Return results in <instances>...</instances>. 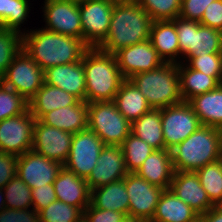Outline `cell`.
Instances as JSON below:
<instances>
[{
  "instance_id": "obj_15",
  "label": "cell",
  "mask_w": 222,
  "mask_h": 222,
  "mask_svg": "<svg viewBox=\"0 0 222 222\" xmlns=\"http://www.w3.org/2000/svg\"><path fill=\"white\" fill-rule=\"evenodd\" d=\"M114 55L125 79H130L141 72L151 71L166 62L159 56L150 40L122 48Z\"/></svg>"
},
{
  "instance_id": "obj_23",
  "label": "cell",
  "mask_w": 222,
  "mask_h": 222,
  "mask_svg": "<svg viewBox=\"0 0 222 222\" xmlns=\"http://www.w3.org/2000/svg\"><path fill=\"white\" fill-rule=\"evenodd\" d=\"M40 122L75 134L88 128L87 102L79 101L76 105H68L44 114Z\"/></svg>"
},
{
  "instance_id": "obj_45",
  "label": "cell",
  "mask_w": 222,
  "mask_h": 222,
  "mask_svg": "<svg viewBox=\"0 0 222 222\" xmlns=\"http://www.w3.org/2000/svg\"><path fill=\"white\" fill-rule=\"evenodd\" d=\"M125 215L112 210H101L91 204L84 210V218L87 222H120Z\"/></svg>"
},
{
  "instance_id": "obj_30",
  "label": "cell",
  "mask_w": 222,
  "mask_h": 222,
  "mask_svg": "<svg viewBox=\"0 0 222 222\" xmlns=\"http://www.w3.org/2000/svg\"><path fill=\"white\" fill-rule=\"evenodd\" d=\"M131 133L144 140L155 150L165 149L161 124V108L151 109L131 123Z\"/></svg>"
},
{
  "instance_id": "obj_19",
  "label": "cell",
  "mask_w": 222,
  "mask_h": 222,
  "mask_svg": "<svg viewBox=\"0 0 222 222\" xmlns=\"http://www.w3.org/2000/svg\"><path fill=\"white\" fill-rule=\"evenodd\" d=\"M169 190L189 205L199 216L215 206L209 200L196 172L175 171Z\"/></svg>"
},
{
  "instance_id": "obj_50",
  "label": "cell",
  "mask_w": 222,
  "mask_h": 222,
  "mask_svg": "<svg viewBox=\"0 0 222 222\" xmlns=\"http://www.w3.org/2000/svg\"><path fill=\"white\" fill-rule=\"evenodd\" d=\"M2 189H3V188H0V193H1V194H2V192H1ZM1 200H2V199H1ZM1 200H0V202H2L3 204L1 203L2 207H1V205H0V210L5 208V206H4V205H5V203H4L5 200H3V201H1Z\"/></svg>"
},
{
  "instance_id": "obj_7",
  "label": "cell",
  "mask_w": 222,
  "mask_h": 222,
  "mask_svg": "<svg viewBox=\"0 0 222 222\" xmlns=\"http://www.w3.org/2000/svg\"><path fill=\"white\" fill-rule=\"evenodd\" d=\"M178 35L180 53L188 57L221 54V31L202 25L196 20L173 19Z\"/></svg>"
},
{
  "instance_id": "obj_35",
  "label": "cell",
  "mask_w": 222,
  "mask_h": 222,
  "mask_svg": "<svg viewBox=\"0 0 222 222\" xmlns=\"http://www.w3.org/2000/svg\"><path fill=\"white\" fill-rule=\"evenodd\" d=\"M27 0H0V27L19 31V25L26 19Z\"/></svg>"
},
{
  "instance_id": "obj_8",
  "label": "cell",
  "mask_w": 222,
  "mask_h": 222,
  "mask_svg": "<svg viewBox=\"0 0 222 222\" xmlns=\"http://www.w3.org/2000/svg\"><path fill=\"white\" fill-rule=\"evenodd\" d=\"M0 82L29 101L44 84V71L22 48Z\"/></svg>"
},
{
  "instance_id": "obj_11",
  "label": "cell",
  "mask_w": 222,
  "mask_h": 222,
  "mask_svg": "<svg viewBox=\"0 0 222 222\" xmlns=\"http://www.w3.org/2000/svg\"><path fill=\"white\" fill-rule=\"evenodd\" d=\"M115 0H90L80 3L83 41L97 48L107 37Z\"/></svg>"
},
{
  "instance_id": "obj_29",
  "label": "cell",
  "mask_w": 222,
  "mask_h": 222,
  "mask_svg": "<svg viewBox=\"0 0 222 222\" xmlns=\"http://www.w3.org/2000/svg\"><path fill=\"white\" fill-rule=\"evenodd\" d=\"M150 41L163 61H165L164 56L169 55L170 60L167 59L166 62H175L174 57L180 53V46L173 20L153 21L150 28Z\"/></svg>"
},
{
  "instance_id": "obj_26",
  "label": "cell",
  "mask_w": 222,
  "mask_h": 222,
  "mask_svg": "<svg viewBox=\"0 0 222 222\" xmlns=\"http://www.w3.org/2000/svg\"><path fill=\"white\" fill-rule=\"evenodd\" d=\"M188 103L201 125L222 130V84L214 90L194 96Z\"/></svg>"
},
{
  "instance_id": "obj_28",
  "label": "cell",
  "mask_w": 222,
  "mask_h": 222,
  "mask_svg": "<svg viewBox=\"0 0 222 222\" xmlns=\"http://www.w3.org/2000/svg\"><path fill=\"white\" fill-rule=\"evenodd\" d=\"M90 204L101 210L121 212L127 216L129 198L126 192L125 181L122 179L91 190Z\"/></svg>"
},
{
  "instance_id": "obj_37",
  "label": "cell",
  "mask_w": 222,
  "mask_h": 222,
  "mask_svg": "<svg viewBox=\"0 0 222 222\" xmlns=\"http://www.w3.org/2000/svg\"><path fill=\"white\" fill-rule=\"evenodd\" d=\"M182 0H136L152 21L173 20L179 17Z\"/></svg>"
},
{
  "instance_id": "obj_41",
  "label": "cell",
  "mask_w": 222,
  "mask_h": 222,
  "mask_svg": "<svg viewBox=\"0 0 222 222\" xmlns=\"http://www.w3.org/2000/svg\"><path fill=\"white\" fill-rule=\"evenodd\" d=\"M216 0H182L179 17L186 20L200 21L205 9Z\"/></svg>"
},
{
  "instance_id": "obj_47",
  "label": "cell",
  "mask_w": 222,
  "mask_h": 222,
  "mask_svg": "<svg viewBox=\"0 0 222 222\" xmlns=\"http://www.w3.org/2000/svg\"><path fill=\"white\" fill-rule=\"evenodd\" d=\"M200 222H222V205L214 206L205 214L199 216Z\"/></svg>"
},
{
  "instance_id": "obj_33",
  "label": "cell",
  "mask_w": 222,
  "mask_h": 222,
  "mask_svg": "<svg viewBox=\"0 0 222 222\" xmlns=\"http://www.w3.org/2000/svg\"><path fill=\"white\" fill-rule=\"evenodd\" d=\"M125 166L129 173H135L145 159L155 150L144 140L130 133L121 145Z\"/></svg>"
},
{
  "instance_id": "obj_17",
  "label": "cell",
  "mask_w": 222,
  "mask_h": 222,
  "mask_svg": "<svg viewBox=\"0 0 222 222\" xmlns=\"http://www.w3.org/2000/svg\"><path fill=\"white\" fill-rule=\"evenodd\" d=\"M46 29L62 35L83 39L79 5L68 0H46Z\"/></svg>"
},
{
  "instance_id": "obj_46",
  "label": "cell",
  "mask_w": 222,
  "mask_h": 222,
  "mask_svg": "<svg viewBox=\"0 0 222 222\" xmlns=\"http://www.w3.org/2000/svg\"><path fill=\"white\" fill-rule=\"evenodd\" d=\"M199 23L222 32V0L211 2Z\"/></svg>"
},
{
  "instance_id": "obj_36",
  "label": "cell",
  "mask_w": 222,
  "mask_h": 222,
  "mask_svg": "<svg viewBox=\"0 0 222 222\" xmlns=\"http://www.w3.org/2000/svg\"><path fill=\"white\" fill-rule=\"evenodd\" d=\"M22 49V37L18 31L0 27V80L14 57Z\"/></svg>"
},
{
  "instance_id": "obj_32",
  "label": "cell",
  "mask_w": 222,
  "mask_h": 222,
  "mask_svg": "<svg viewBox=\"0 0 222 222\" xmlns=\"http://www.w3.org/2000/svg\"><path fill=\"white\" fill-rule=\"evenodd\" d=\"M196 173L209 200L215 206L222 205V158L198 169Z\"/></svg>"
},
{
  "instance_id": "obj_34",
  "label": "cell",
  "mask_w": 222,
  "mask_h": 222,
  "mask_svg": "<svg viewBox=\"0 0 222 222\" xmlns=\"http://www.w3.org/2000/svg\"><path fill=\"white\" fill-rule=\"evenodd\" d=\"M83 217V208L59 200L39 211L40 222H78Z\"/></svg>"
},
{
  "instance_id": "obj_9",
  "label": "cell",
  "mask_w": 222,
  "mask_h": 222,
  "mask_svg": "<svg viewBox=\"0 0 222 222\" xmlns=\"http://www.w3.org/2000/svg\"><path fill=\"white\" fill-rule=\"evenodd\" d=\"M105 144L92 130L86 128L73 135L65 168L87 179L97 164Z\"/></svg>"
},
{
  "instance_id": "obj_12",
  "label": "cell",
  "mask_w": 222,
  "mask_h": 222,
  "mask_svg": "<svg viewBox=\"0 0 222 222\" xmlns=\"http://www.w3.org/2000/svg\"><path fill=\"white\" fill-rule=\"evenodd\" d=\"M35 117L29 109L0 122V152L20 156L32 150Z\"/></svg>"
},
{
  "instance_id": "obj_1",
  "label": "cell",
  "mask_w": 222,
  "mask_h": 222,
  "mask_svg": "<svg viewBox=\"0 0 222 222\" xmlns=\"http://www.w3.org/2000/svg\"><path fill=\"white\" fill-rule=\"evenodd\" d=\"M21 36L22 48L43 71L57 65L81 61L90 48L83 39L47 29Z\"/></svg>"
},
{
  "instance_id": "obj_39",
  "label": "cell",
  "mask_w": 222,
  "mask_h": 222,
  "mask_svg": "<svg viewBox=\"0 0 222 222\" xmlns=\"http://www.w3.org/2000/svg\"><path fill=\"white\" fill-rule=\"evenodd\" d=\"M28 109V101L13 89L0 82V122L24 113Z\"/></svg>"
},
{
  "instance_id": "obj_16",
  "label": "cell",
  "mask_w": 222,
  "mask_h": 222,
  "mask_svg": "<svg viewBox=\"0 0 222 222\" xmlns=\"http://www.w3.org/2000/svg\"><path fill=\"white\" fill-rule=\"evenodd\" d=\"M62 166L61 163L30 150L18 156L17 176L33 189L53 184Z\"/></svg>"
},
{
  "instance_id": "obj_20",
  "label": "cell",
  "mask_w": 222,
  "mask_h": 222,
  "mask_svg": "<svg viewBox=\"0 0 222 222\" xmlns=\"http://www.w3.org/2000/svg\"><path fill=\"white\" fill-rule=\"evenodd\" d=\"M44 83L68 92L86 102V81L83 59L65 65L50 67L44 71Z\"/></svg>"
},
{
  "instance_id": "obj_6",
  "label": "cell",
  "mask_w": 222,
  "mask_h": 222,
  "mask_svg": "<svg viewBox=\"0 0 222 222\" xmlns=\"http://www.w3.org/2000/svg\"><path fill=\"white\" fill-rule=\"evenodd\" d=\"M88 128L105 145L121 146L131 133V123L119 112L114 101L87 103Z\"/></svg>"
},
{
  "instance_id": "obj_21",
  "label": "cell",
  "mask_w": 222,
  "mask_h": 222,
  "mask_svg": "<svg viewBox=\"0 0 222 222\" xmlns=\"http://www.w3.org/2000/svg\"><path fill=\"white\" fill-rule=\"evenodd\" d=\"M53 185L57 200L84 210L89 206L91 190L86 179L78 177L64 166L60 169Z\"/></svg>"
},
{
  "instance_id": "obj_38",
  "label": "cell",
  "mask_w": 222,
  "mask_h": 222,
  "mask_svg": "<svg viewBox=\"0 0 222 222\" xmlns=\"http://www.w3.org/2000/svg\"><path fill=\"white\" fill-rule=\"evenodd\" d=\"M7 208L11 209H28L32 205L31 188L17 175L13 177L4 187ZM10 204V205H9Z\"/></svg>"
},
{
  "instance_id": "obj_22",
  "label": "cell",
  "mask_w": 222,
  "mask_h": 222,
  "mask_svg": "<svg viewBox=\"0 0 222 222\" xmlns=\"http://www.w3.org/2000/svg\"><path fill=\"white\" fill-rule=\"evenodd\" d=\"M171 150H154L135 173L164 190L169 189L174 175Z\"/></svg>"
},
{
  "instance_id": "obj_25",
  "label": "cell",
  "mask_w": 222,
  "mask_h": 222,
  "mask_svg": "<svg viewBox=\"0 0 222 222\" xmlns=\"http://www.w3.org/2000/svg\"><path fill=\"white\" fill-rule=\"evenodd\" d=\"M199 215L172 191L160 195L155 214L150 222H198Z\"/></svg>"
},
{
  "instance_id": "obj_14",
  "label": "cell",
  "mask_w": 222,
  "mask_h": 222,
  "mask_svg": "<svg viewBox=\"0 0 222 222\" xmlns=\"http://www.w3.org/2000/svg\"><path fill=\"white\" fill-rule=\"evenodd\" d=\"M73 135L36 119L32 150L63 165L68 158Z\"/></svg>"
},
{
  "instance_id": "obj_53",
  "label": "cell",
  "mask_w": 222,
  "mask_h": 222,
  "mask_svg": "<svg viewBox=\"0 0 222 222\" xmlns=\"http://www.w3.org/2000/svg\"><path fill=\"white\" fill-rule=\"evenodd\" d=\"M115 1H136V0H115Z\"/></svg>"
},
{
  "instance_id": "obj_13",
  "label": "cell",
  "mask_w": 222,
  "mask_h": 222,
  "mask_svg": "<svg viewBox=\"0 0 222 222\" xmlns=\"http://www.w3.org/2000/svg\"><path fill=\"white\" fill-rule=\"evenodd\" d=\"M123 180L129 198L128 216L150 222L164 189L150 184L136 173H128Z\"/></svg>"
},
{
  "instance_id": "obj_3",
  "label": "cell",
  "mask_w": 222,
  "mask_h": 222,
  "mask_svg": "<svg viewBox=\"0 0 222 222\" xmlns=\"http://www.w3.org/2000/svg\"><path fill=\"white\" fill-rule=\"evenodd\" d=\"M86 102L113 101L125 78L115 55L89 48L83 56Z\"/></svg>"
},
{
  "instance_id": "obj_52",
  "label": "cell",
  "mask_w": 222,
  "mask_h": 222,
  "mask_svg": "<svg viewBox=\"0 0 222 222\" xmlns=\"http://www.w3.org/2000/svg\"><path fill=\"white\" fill-rule=\"evenodd\" d=\"M221 54H222V32H221Z\"/></svg>"
},
{
  "instance_id": "obj_18",
  "label": "cell",
  "mask_w": 222,
  "mask_h": 222,
  "mask_svg": "<svg viewBox=\"0 0 222 222\" xmlns=\"http://www.w3.org/2000/svg\"><path fill=\"white\" fill-rule=\"evenodd\" d=\"M128 173L122 147L105 145L98 157L95 168L86 179V182L90 190H93L120 181Z\"/></svg>"
},
{
  "instance_id": "obj_44",
  "label": "cell",
  "mask_w": 222,
  "mask_h": 222,
  "mask_svg": "<svg viewBox=\"0 0 222 222\" xmlns=\"http://www.w3.org/2000/svg\"><path fill=\"white\" fill-rule=\"evenodd\" d=\"M0 222H40L39 212L35 209L33 212L27 209H11L5 207L0 211Z\"/></svg>"
},
{
  "instance_id": "obj_24",
  "label": "cell",
  "mask_w": 222,
  "mask_h": 222,
  "mask_svg": "<svg viewBox=\"0 0 222 222\" xmlns=\"http://www.w3.org/2000/svg\"><path fill=\"white\" fill-rule=\"evenodd\" d=\"M80 100L64 90L44 83L36 94L28 101V109L35 119L39 120L52 110L76 105Z\"/></svg>"
},
{
  "instance_id": "obj_42",
  "label": "cell",
  "mask_w": 222,
  "mask_h": 222,
  "mask_svg": "<svg viewBox=\"0 0 222 222\" xmlns=\"http://www.w3.org/2000/svg\"><path fill=\"white\" fill-rule=\"evenodd\" d=\"M31 192L34 209L37 212L48 207L52 202L57 200L53 184H46L42 187L33 188Z\"/></svg>"
},
{
  "instance_id": "obj_40",
  "label": "cell",
  "mask_w": 222,
  "mask_h": 222,
  "mask_svg": "<svg viewBox=\"0 0 222 222\" xmlns=\"http://www.w3.org/2000/svg\"><path fill=\"white\" fill-rule=\"evenodd\" d=\"M190 58V68L214 77L222 84V54H205Z\"/></svg>"
},
{
  "instance_id": "obj_2",
  "label": "cell",
  "mask_w": 222,
  "mask_h": 222,
  "mask_svg": "<svg viewBox=\"0 0 222 222\" xmlns=\"http://www.w3.org/2000/svg\"><path fill=\"white\" fill-rule=\"evenodd\" d=\"M149 14L135 1H116L106 39L97 47L115 54L122 48L150 40Z\"/></svg>"
},
{
  "instance_id": "obj_31",
  "label": "cell",
  "mask_w": 222,
  "mask_h": 222,
  "mask_svg": "<svg viewBox=\"0 0 222 222\" xmlns=\"http://www.w3.org/2000/svg\"><path fill=\"white\" fill-rule=\"evenodd\" d=\"M178 74L180 94L184 102H188L194 96L214 90L220 85L214 77L190 67L183 70L179 64Z\"/></svg>"
},
{
  "instance_id": "obj_4",
  "label": "cell",
  "mask_w": 222,
  "mask_h": 222,
  "mask_svg": "<svg viewBox=\"0 0 222 222\" xmlns=\"http://www.w3.org/2000/svg\"><path fill=\"white\" fill-rule=\"evenodd\" d=\"M174 171L196 172L222 158V131L201 125L180 144L171 149Z\"/></svg>"
},
{
  "instance_id": "obj_5",
  "label": "cell",
  "mask_w": 222,
  "mask_h": 222,
  "mask_svg": "<svg viewBox=\"0 0 222 222\" xmlns=\"http://www.w3.org/2000/svg\"><path fill=\"white\" fill-rule=\"evenodd\" d=\"M130 80L138 87L153 109L183 102L177 63L165 62L151 71L135 74Z\"/></svg>"
},
{
  "instance_id": "obj_48",
  "label": "cell",
  "mask_w": 222,
  "mask_h": 222,
  "mask_svg": "<svg viewBox=\"0 0 222 222\" xmlns=\"http://www.w3.org/2000/svg\"><path fill=\"white\" fill-rule=\"evenodd\" d=\"M120 222H144V221L140 218H135L127 215L123 217L122 220H120Z\"/></svg>"
},
{
  "instance_id": "obj_43",
  "label": "cell",
  "mask_w": 222,
  "mask_h": 222,
  "mask_svg": "<svg viewBox=\"0 0 222 222\" xmlns=\"http://www.w3.org/2000/svg\"><path fill=\"white\" fill-rule=\"evenodd\" d=\"M17 160L15 154L0 152V188L17 175Z\"/></svg>"
},
{
  "instance_id": "obj_51",
  "label": "cell",
  "mask_w": 222,
  "mask_h": 222,
  "mask_svg": "<svg viewBox=\"0 0 222 222\" xmlns=\"http://www.w3.org/2000/svg\"><path fill=\"white\" fill-rule=\"evenodd\" d=\"M78 222H87L86 219L83 217L80 221Z\"/></svg>"
},
{
  "instance_id": "obj_10",
  "label": "cell",
  "mask_w": 222,
  "mask_h": 222,
  "mask_svg": "<svg viewBox=\"0 0 222 222\" xmlns=\"http://www.w3.org/2000/svg\"><path fill=\"white\" fill-rule=\"evenodd\" d=\"M161 124L165 149L168 150L180 144L201 126L193 108L184 101L161 108Z\"/></svg>"
},
{
  "instance_id": "obj_27",
  "label": "cell",
  "mask_w": 222,
  "mask_h": 222,
  "mask_svg": "<svg viewBox=\"0 0 222 222\" xmlns=\"http://www.w3.org/2000/svg\"><path fill=\"white\" fill-rule=\"evenodd\" d=\"M113 101L119 112L130 123L152 109L144 95L130 79L122 82Z\"/></svg>"
},
{
  "instance_id": "obj_49",
  "label": "cell",
  "mask_w": 222,
  "mask_h": 222,
  "mask_svg": "<svg viewBox=\"0 0 222 222\" xmlns=\"http://www.w3.org/2000/svg\"><path fill=\"white\" fill-rule=\"evenodd\" d=\"M68 1L76 3V4H80V3L88 2L90 0H68Z\"/></svg>"
}]
</instances>
